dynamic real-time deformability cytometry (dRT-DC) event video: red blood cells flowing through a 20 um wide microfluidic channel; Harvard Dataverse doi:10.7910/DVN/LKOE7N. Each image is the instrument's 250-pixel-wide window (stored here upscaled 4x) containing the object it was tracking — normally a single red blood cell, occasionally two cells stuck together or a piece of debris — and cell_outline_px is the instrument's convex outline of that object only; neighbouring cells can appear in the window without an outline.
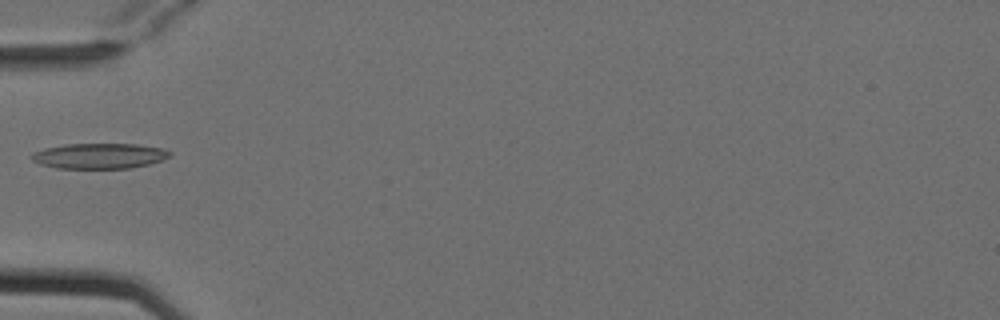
{"species": "Egyptian fruit bat (a non-hibernating species)", "species_latin": "Rousettus aegyptiacus", "temperature_condition": "cold", "stored_images_in_passage": 3, "camera_frame_rate_fps": 3000, "um_per_image_px": 0.085, "animal": {"sex": "female"}, "frame": {"image": 1, "passage_image": 2, "time_ms": 0.333, "image_size_px": [1000, 320], "cell_outline_px": [[172, 156], [148, 164], [132, 168], [56, 168], [40, 164], [32, 160], [32, 152], [44, 148], [64, 144], [136, 144], [164, 148], [172, 152]], "centroid_in_image_um": [8.45, 13.25], "position_along_channel_um": 76.5, "area_um2": 20.52}}